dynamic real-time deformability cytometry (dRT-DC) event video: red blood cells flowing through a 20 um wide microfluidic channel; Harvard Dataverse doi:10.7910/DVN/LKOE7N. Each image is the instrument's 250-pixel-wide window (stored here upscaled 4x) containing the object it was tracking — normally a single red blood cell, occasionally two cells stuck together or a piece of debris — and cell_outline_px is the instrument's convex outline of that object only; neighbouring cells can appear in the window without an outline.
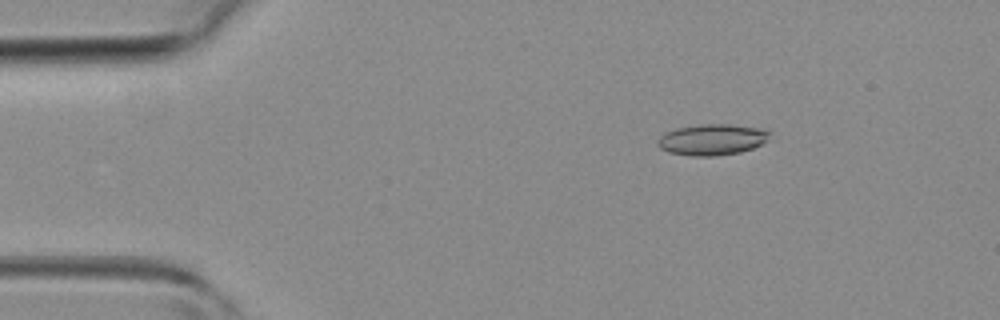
{"species": "common noctule bat (a hibernating species)", "species_latin": "Nyctalus noctula", "temperature_condition": "room temperature", "stored_images_in_passage": 37, "camera_frame_rate_fps": 3000, "um_per_image_px": 0.085, "animal": {"sex": "female", "body_mass_g": 19.3, "forearm_length_mm": 54.1}, "frame": {"image": 1, "passage_image": 1, "time_ms": 0.0, "image_size_px": [1000, 320], "cell_outline_px": [[772, 132], [760, 144], [752, 148], [740, 152], [716, 156], [692, 156], [668, 152], [660, 148], [656, 144], [656, 140], [660, 136], [676, 128], [700, 124], [728, 124], [768, 128]], "centroid_in_image_um": [60.53, 11.85], "position_along_channel_um": 24.5, "area_um2": 20.4}}
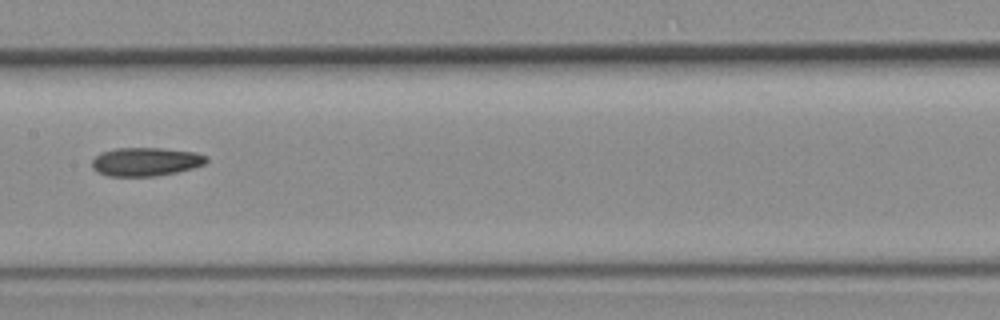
{"frame": {"image": 2, "passage_image": 16, "time_ms": 5.0, "image_size_px": [1000, 320], "cell_outline_px": [[208, 160], [204, 164], [192, 168], [176, 172], [156, 176], [108, 176], [96, 172], [92, 168], [92, 160], [100, 152], [116, 148], [160, 148], [196, 152], [208, 156]], "centroid_in_image_um": [12.37, 13.74], "position_along_channel_um": 195.0, "area_um2": 19.13}}
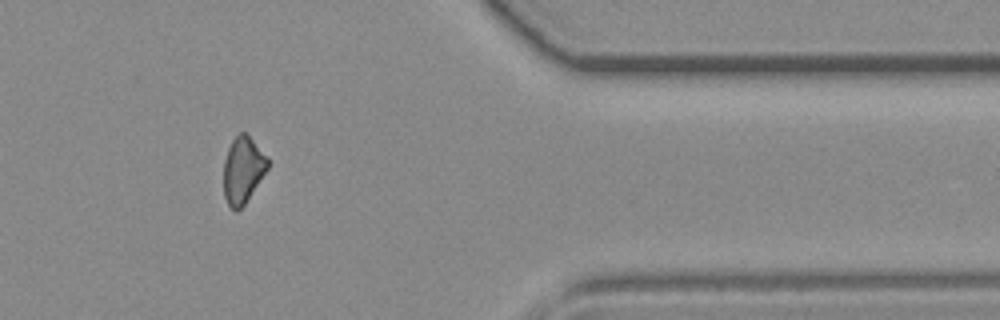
{"frame": {"image": 3, "passage_image": 30, "time_ms": 9.667, "image_size_px": [1000, 320], "cell_outline_px": [[268, 168], [244, 204], [236, 212], [228, 204], [224, 196], [224, 160], [228, 148], [232, 140], [240, 132], [244, 132], [268, 156]], "centroid_in_image_um": [20.64, 14.44], "position_along_channel_um": 390.8, "area_um2": 16.82}}